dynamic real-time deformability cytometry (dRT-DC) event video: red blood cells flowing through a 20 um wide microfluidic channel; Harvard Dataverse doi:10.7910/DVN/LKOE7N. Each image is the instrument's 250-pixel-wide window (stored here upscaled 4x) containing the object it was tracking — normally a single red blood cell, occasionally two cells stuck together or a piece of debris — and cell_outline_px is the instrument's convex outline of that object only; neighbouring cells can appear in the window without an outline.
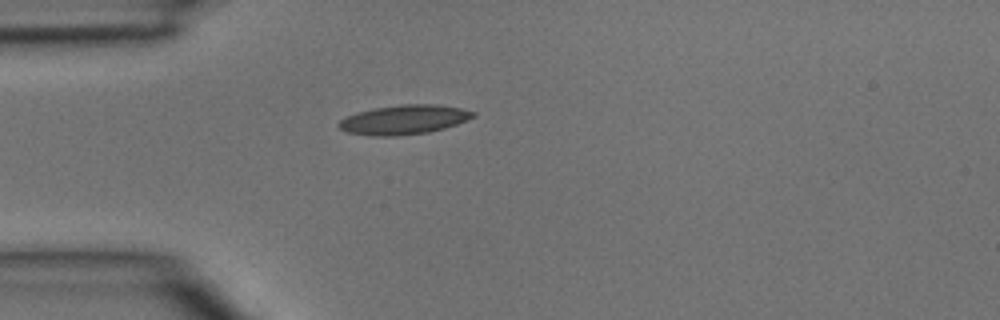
{"species": "common noctule bat (a hibernating species)", "species_latin": "Nyctalus noctula", "temperature_condition": "room temperature", "stored_images_in_passage": 1, "camera_frame_rate_fps": 3000, "um_per_image_px": 0.085, "animal": {"sex": "male", "body_mass_g": 15.6}, "frame": {"image": 1, "passage_image": 1, "time_ms": 0.0, "image_size_px": [1000, 320], "cell_outline_px": [[476, 116], [456, 124], [444, 128], [428, 132], [396, 136], [372, 136], [348, 132], [340, 128], [336, 124], [340, 120], [356, 112], [376, 108], [400, 104], [436, 104], [460, 108], [476, 112]], "centroid_in_image_um": [34.34, 10.17], "position_along_channel_um": 50.7, "area_um2": 22.89}}